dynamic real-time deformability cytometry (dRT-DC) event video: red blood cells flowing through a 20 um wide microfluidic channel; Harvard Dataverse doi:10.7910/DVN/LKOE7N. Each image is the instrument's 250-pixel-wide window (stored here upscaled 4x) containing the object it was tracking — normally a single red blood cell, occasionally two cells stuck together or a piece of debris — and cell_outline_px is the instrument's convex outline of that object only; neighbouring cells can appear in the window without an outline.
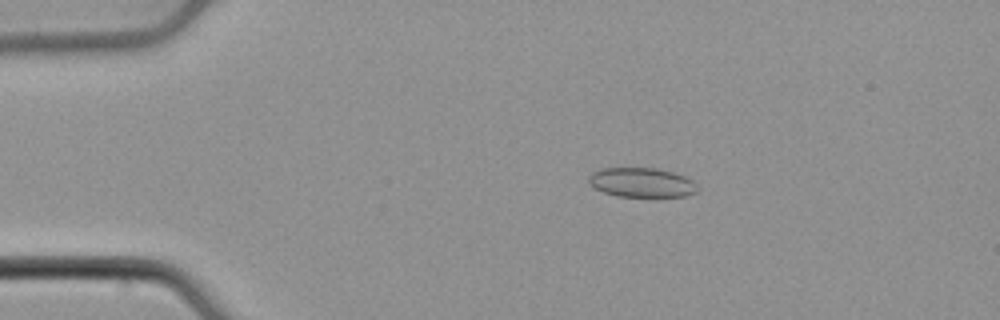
{"species": "common noctule bat (a hibernating species)", "species_latin": "Nyctalus noctula", "temperature_condition": "cold", "stored_images_in_passage": 46, "camera_frame_rate_fps": 3000, "um_per_image_px": 0.085, "animal": {"sex": "male", "body_mass_g": 21.5, "forearm_length_mm": 52.0}, "frame": {"image": 1, "passage_image": 3, "time_ms": 0.667, "image_size_px": [1000, 320], "cell_outline_px": [[700, 188], [696, 192], [684, 196], [656, 200], [616, 196], [604, 192], [596, 188], [588, 180], [588, 176], [592, 172], [600, 168], [656, 168], [672, 172], [684, 176], [692, 180]], "centroid_in_image_um": [54.59, 15.57], "position_along_channel_um": 30.4, "area_um2": 19.54}}
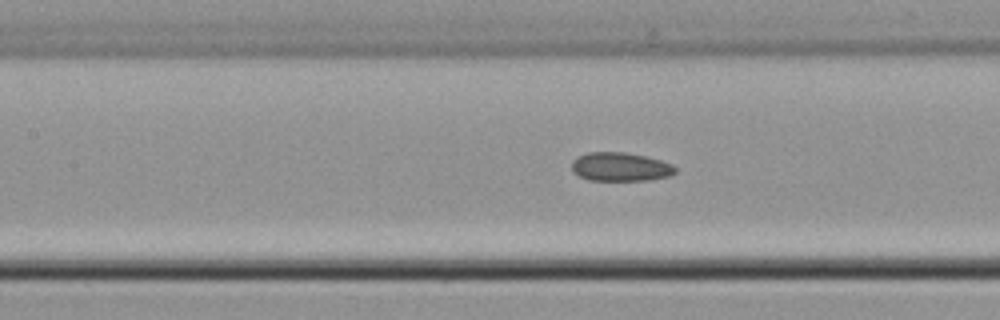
{"frame": {"image": 2, "passage_image": 17, "time_ms": 5.333, "image_size_px": [1000, 320], "cell_outline_px": [[676, 172], [668, 176], [648, 180], [588, 180], [572, 172], [572, 160], [588, 152], [624, 152], [644, 156], [660, 160], [672, 164], [676, 168]], "centroid_in_image_um": [52.72, 14.18], "position_along_channel_um": 154.7, "area_um2": 17.22}}
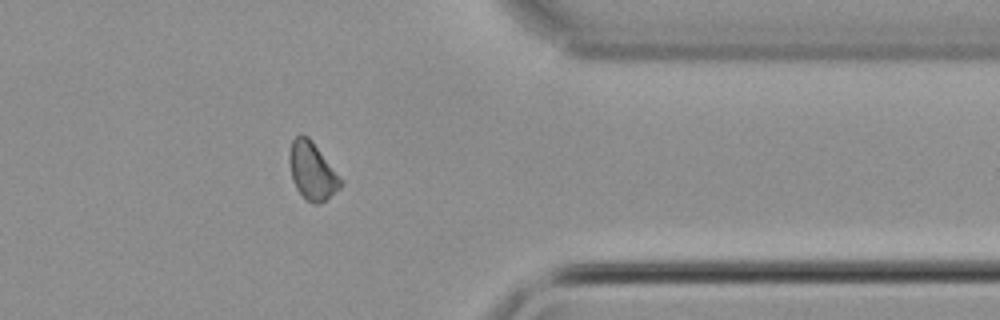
{"frame": {"image": 3, "passage_image": 36, "time_ms": 11.667, "image_size_px": [1000, 320], "cell_outline_px": [[344, 180], [340, 188], [324, 200], [316, 204], [312, 204], [296, 188], [292, 180], [288, 160], [288, 156], [292, 140], [300, 132], [308, 136], [312, 140]], "centroid_in_image_um": [26.53, 14.48], "position_along_channel_um": 384.9, "area_um2": 17.34}, "authors_computed_cell_mechanics": {"area_um2": 17.4845, "velocity_mm_per_s": 3.851, "shape_relaxation_time_tau1_ms": null, "shape_relaxation_time_tau2_ms": 10.7818, "deformation_change_tau1": null, "deformation_change_tau2": 0.132}}